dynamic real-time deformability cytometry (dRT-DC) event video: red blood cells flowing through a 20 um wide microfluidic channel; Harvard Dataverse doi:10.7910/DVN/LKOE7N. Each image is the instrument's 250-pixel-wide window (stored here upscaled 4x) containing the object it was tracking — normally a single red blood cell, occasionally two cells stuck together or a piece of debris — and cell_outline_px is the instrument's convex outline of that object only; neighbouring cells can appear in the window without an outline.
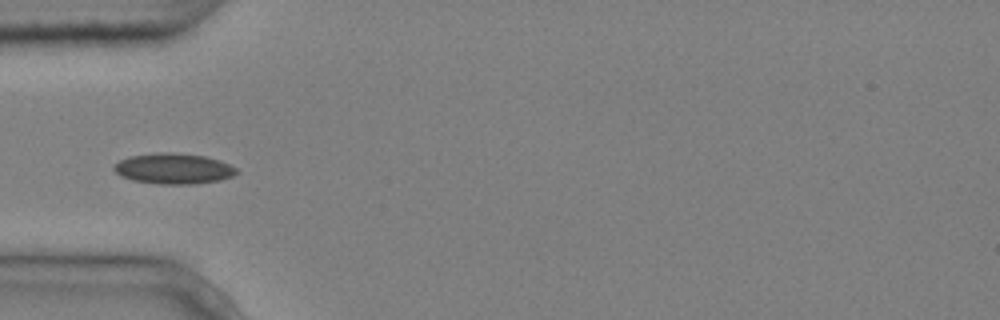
{"species": "common noctule bat (a hibernating species)", "species_latin": "Nyctalus noctula", "temperature_condition": "cold", "stored_images_in_passage": 8, "camera_frame_rate_fps": 3000, "um_per_image_px": 0.085, "animal": {"sex": "male", "body_mass_g": 20.4}, "frame": {"image": 1, "passage_image": 3, "time_ms": 0.667, "image_size_px": [1000, 320], "cell_outline_px": [[240, 172], [232, 176], [220, 180], [196, 184], [160, 184], [132, 180], [120, 176], [112, 168], [120, 160], [128, 156], [160, 152], [172, 152], [204, 156], [220, 160], [236, 168]], "centroid_in_image_um": [14.75, 14.33], "position_along_channel_um": 70.2, "area_um2": 21.96}}
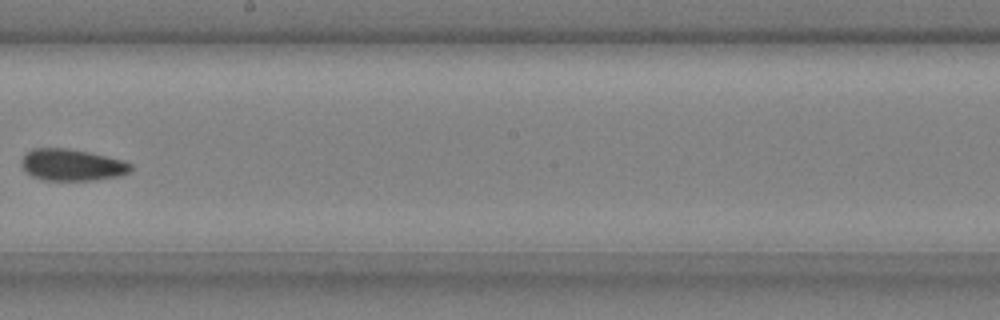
{"frame": {"image": 2, "passage_image": 7, "time_ms": 2.0, "image_size_px": [1000, 320], "cell_outline_px": [[132, 168], [128, 172], [116, 176], [92, 180], [44, 180], [32, 176], [20, 164], [20, 160], [24, 152], [32, 148], [68, 148], [88, 152], [124, 160], [132, 164]], "centroid_in_image_um": [6.06, 14.0], "position_along_channel_um": 242.1, "area_um2": 20.17}}
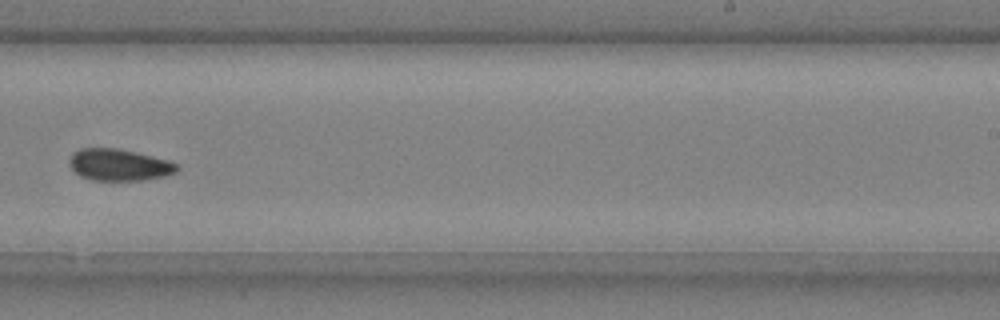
{"frame": {"image": 3, "passage_image": 8, "time_ms": 2.333, "image_size_px": [1000, 320], "cell_outline_px": [[180, 168], [176, 172], [164, 176], [144, 180], [92, 180], [80, 176], [68, 164], [68, 160], [72, 152], [80, 148], [120, 148], [168, 160], [180, 164]], "centroid_in_image_um": [10.12, 14.0], "position_along_channel_um": 278.9, "area_um2": 20.11}}